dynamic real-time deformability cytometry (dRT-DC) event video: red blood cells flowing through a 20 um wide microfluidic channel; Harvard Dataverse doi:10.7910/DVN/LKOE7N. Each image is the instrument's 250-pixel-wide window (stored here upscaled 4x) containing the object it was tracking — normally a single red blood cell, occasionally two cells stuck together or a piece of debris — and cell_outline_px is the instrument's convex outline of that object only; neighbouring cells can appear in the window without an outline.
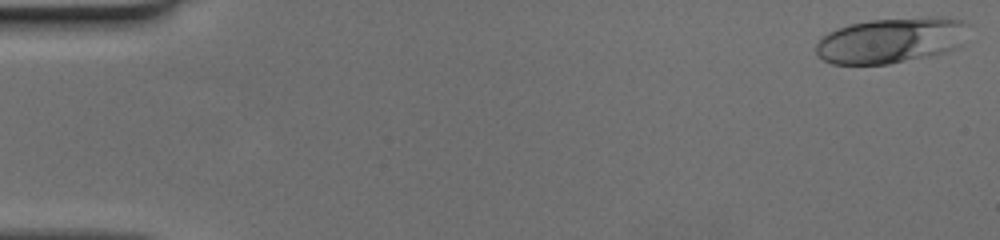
{"species": "human", "species_latin": "Homo sapiens", "temperature_condition": "cold", "stored_images_in_passage": 51, "camera_frame_rate_fps": 3000, "um_per_image_px": 0.085, "donor": {"sex": "female"}, "frame": {"image": 1, "passage_image": 1, "time_ms": 0.0, "image_size_px": [1000, 240], "cell_outline_px": [[972, 24], [964, 44], [956, 48], [944, 52], [888, 64], [832, 64], [824, 60], [816, 52], [816, 44], [828, 32], [848, 24], [872, 20], [936, 16], [940, 16], [964, 20]], "centroid_in_image_um": [75.84, 3.4], "position_along_channel_um": 9.2, "area_um2": 40.81}}
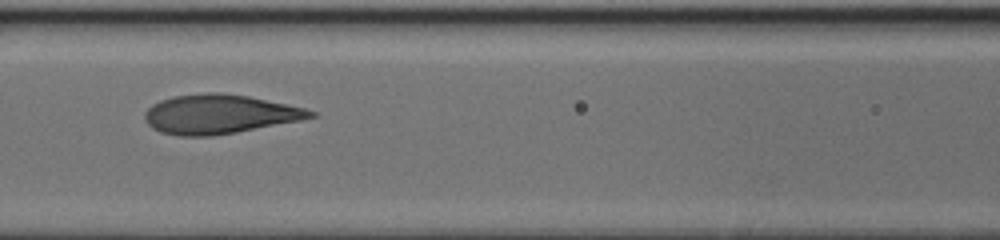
{"frame": {"image": 2, "passage_image": 23, "time_ms": 7.333, "image_size_px": [1000, 240], "cell_outline_px": [[320, 116], [300, 120], [236, 132], [212, 136], [180, 136], [160, 132], [152, 128], [144, 120], [144, 112], [152, 104], [160, 100], [172, 96], [208, 92], [220, 92], [248, 96], [304, 108], [316, 112]], "centroid_in_image_um": [18.61, 9.7], "position_along_channel_um": 148.0, "area_um2": 37.86}}
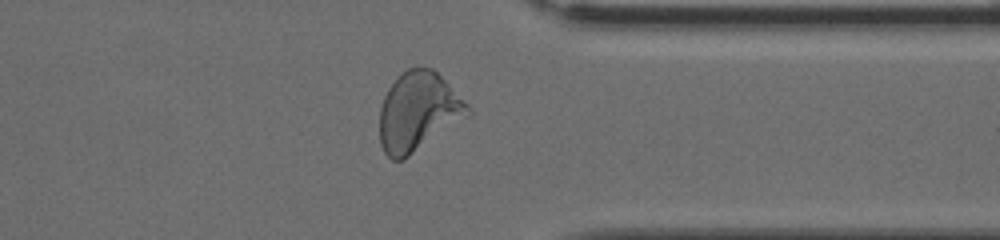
{"frame": {"image": 3, "passage_image": 40, "time_ms": 13.0, "image_size_px": [1000, 240], "cell_outline_px": [[472, 116], [404, 160], [392, 160], [384, 152], [380, 144], [380, 108], [384, 96], [388, 88], [396, 76], [400, 72], [408, 68], [432, 68], [468, 104], [472, 112]], "centroid_in_image_um": [35.56, 9.53], "position_along_channel_um": 375.8, "area_um2": 41.15}}